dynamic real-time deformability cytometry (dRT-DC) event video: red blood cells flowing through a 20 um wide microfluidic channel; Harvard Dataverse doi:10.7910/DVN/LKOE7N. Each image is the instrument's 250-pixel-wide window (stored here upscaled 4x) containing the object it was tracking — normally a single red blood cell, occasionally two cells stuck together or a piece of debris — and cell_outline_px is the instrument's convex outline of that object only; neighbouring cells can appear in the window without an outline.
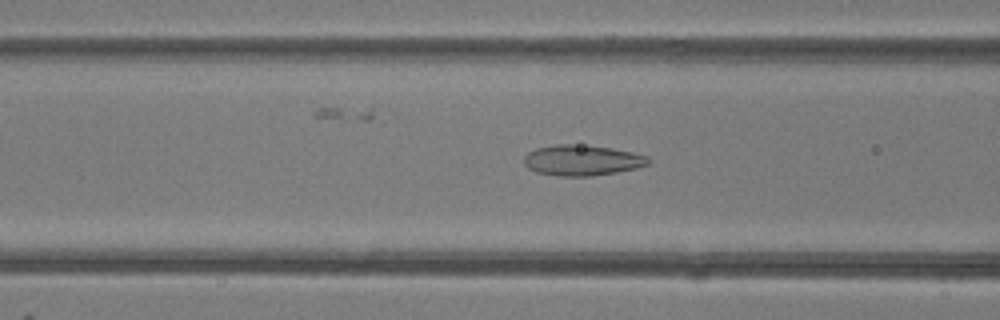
{"species": "common noctule bat (a hibernating species)", "species_latin": "Nyctalus noctula", "temperature_condition": "room temperature", "stored_images_in_passage": 49, "segment_of_instrument_passage": [1, 2], "camera_frame_rate_fps": 3000, "um_per_image_px": 0.085, "animal": {"sex": "female"}, "frame": {"image": 1, "passage_image": 19, "time_ms": 6.0, "image_size_px": [1000, 320], "cell_outline_px": [[652, 160], [648, 164], [636, 168], [616, 172], [592, 176], [556, 176], [536, 172], [528, 168], [524, 164], [524, 156], [528, 152], [536, 148], [556, 144], [572, 144], [612, 148], [632, 152], [648, 156]], "centroid_in_image_um": [49.47, 13.63], "position_along_channel_um": 117.1, "area_um2": 22.25}}
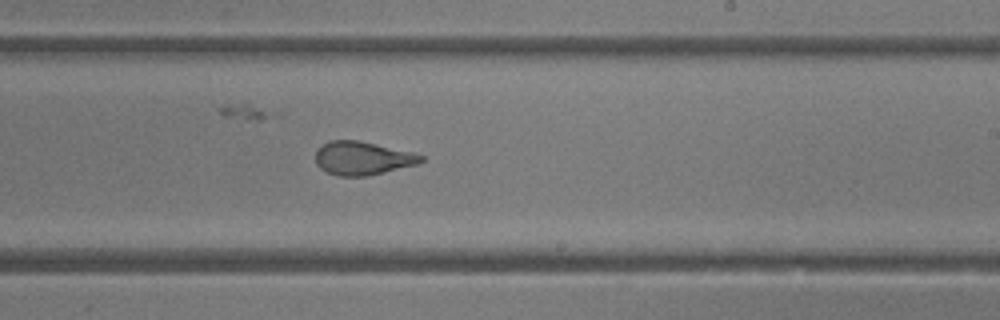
{"frame": {"image": 2, "passage_image": 29, "time_ms": 9.333, "image_size_px": [1000, 320], "cell_outline_px": [[424, 160], [416, 164], [368, 176], [336, 176], [320, 168], [316, 164], [316, 148], [328, 140], [360, 140], [412, 152], [424, 156]], "centroid_in_image_um": [30.77, 13.44], "position_along_channel_um": 258.2, "area_um2": 20.63}}
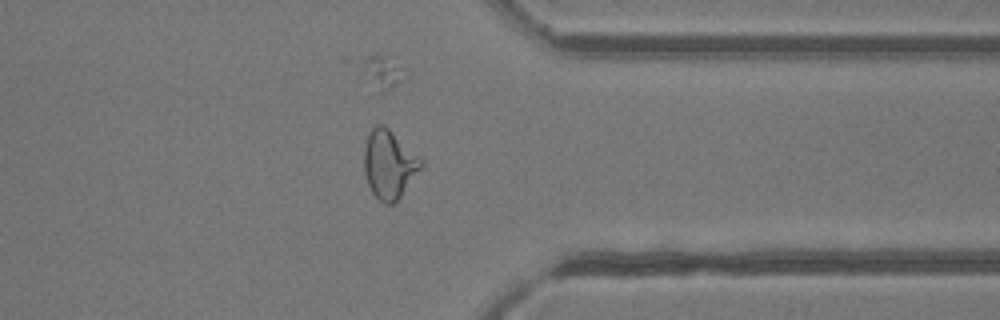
{"frame": {"image": 3, "passage_image": 38, "time_ms": 12.333, "image_size_px": [1000, 320], "cell_outline_px": [[424, 164], [400, 196], [392, 204], [384, 204], [372, 192], [368, 184], [364, 172], [364, 148], [368, 132], [376, 124], [384, 124], [420, 156], [424, 160]], "centroid_in_image_um": [33.07, 13.93], "position_along_channel_um": 378.3, "area_um2": 22.72}}